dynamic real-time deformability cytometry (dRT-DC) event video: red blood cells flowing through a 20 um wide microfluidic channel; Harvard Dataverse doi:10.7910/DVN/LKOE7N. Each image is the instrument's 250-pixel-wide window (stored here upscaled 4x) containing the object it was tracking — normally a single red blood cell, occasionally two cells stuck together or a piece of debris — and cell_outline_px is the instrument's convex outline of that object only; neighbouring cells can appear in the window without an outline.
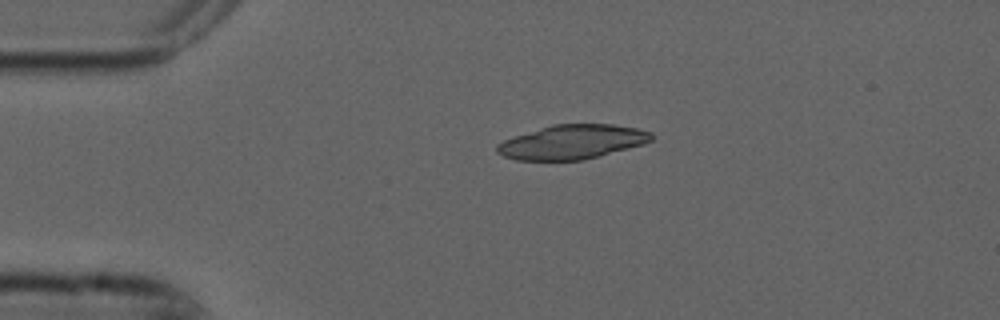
{"species": "common noctule bat (a hibernating species)", "species_latin": "Nyctalus noctula", "temperature_condition": "cold", "stored_images_in_passage": 43, "camera_frame_rate_fps": 3000, "um_per_image_px": 0.085, "animal": {"sex": "male", "forearm_length_mm": 52.5}, "frame": {"image": 1, "passage_image": 1, "time_ms": 0.0, "image_size_px": [1000, 320], "cell_outline_px": [[656, 136], [652, 140], [644, 144], [600, 156], [584, 160], [516, 160], [504, 156], [496, 152], [496, 144], [504, 140], [552, 124], [612, 124], [636, 128], [652, 132]], "centroid_in_image_um": [48.67, 12.07], "position_along_channel_um": 36.3, "area_um2": 30.87}}